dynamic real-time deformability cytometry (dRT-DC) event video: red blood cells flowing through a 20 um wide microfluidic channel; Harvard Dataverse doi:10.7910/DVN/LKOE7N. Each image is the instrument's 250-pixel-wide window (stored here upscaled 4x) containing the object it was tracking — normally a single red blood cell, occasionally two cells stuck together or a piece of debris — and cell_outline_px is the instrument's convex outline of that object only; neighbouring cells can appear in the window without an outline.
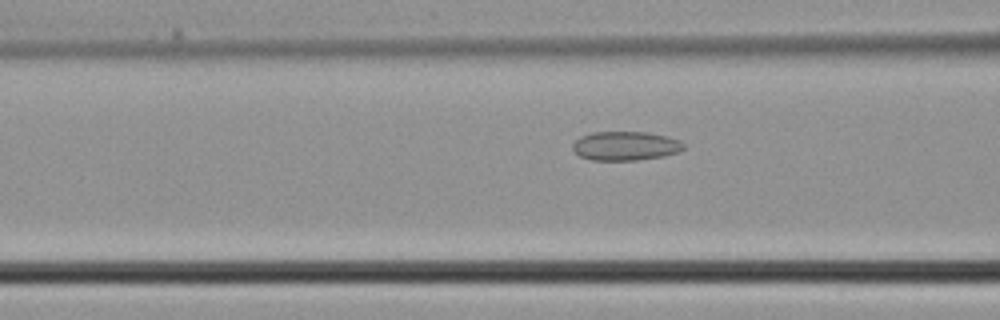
{"species": "common noctule bat (a hibernating species)", "species_latin": "Nyctalus noctula", "temperature_condition": "cold", "stored_images_in_passage": 3, "camera_frame_rate_fps": 3000, "um_per_image_px": 0.085, "animal": {"sex": "male", "body_mass_g": 21.5, "forearm_length_mm": 52.0}, "frame": {"image": 1, "passage_image": 3, "time_ms": 0.667, "image_size_px": [1000, 320], "cell_outline_px": [[684, 148], [680, 152], [664, 156], [636, 160], [592, 160], [580, 156], [572, 148], [572, 144], [580, 136], [592, 132], [648, 132], [668, 136], [680, 140], [684, 144]], "centroid_in_image_um": [53.19, 12.39], "position_along_channel_um": 113.4, "area_um2": 18.9}}